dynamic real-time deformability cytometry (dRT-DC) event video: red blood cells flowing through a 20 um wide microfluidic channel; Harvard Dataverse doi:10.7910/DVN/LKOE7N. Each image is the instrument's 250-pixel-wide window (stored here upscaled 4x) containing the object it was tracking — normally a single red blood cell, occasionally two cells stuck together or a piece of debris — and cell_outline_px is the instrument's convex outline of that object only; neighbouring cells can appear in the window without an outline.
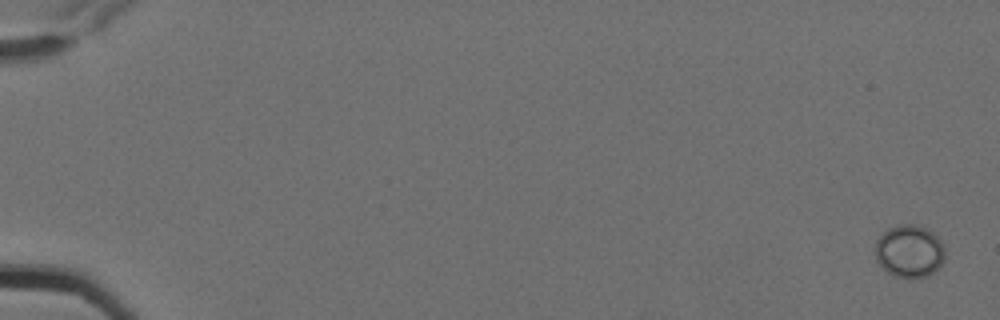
{"species": "Egyptian fruit bat (a non-hibernating species)", "species_latin": "Rousettus aegyptiacus", "temperature_condition": "cold", "stored_images_in_passage": 5, "camera_frame_rate_fps": 3000, "um_per_image_px": 0.085, "animal": {"sex": "female"}, "frame": {"image": 1, "passage_image": 1, "time_ms": 0.0, "image_size_px": [1000, 320], "cell_outline_px": [[944, 260], [928, 276], [896, 276], [888, 272], [876, 260], [876, 240], [880, 232], [888, 228], [900, 224], [916, 224], [928, 228], [940, 240], [944, 248]], "centroid_in_image_um": [77.28, 21.29], "position_along_channel_um": 7.7, "area_um2": 21.15}}
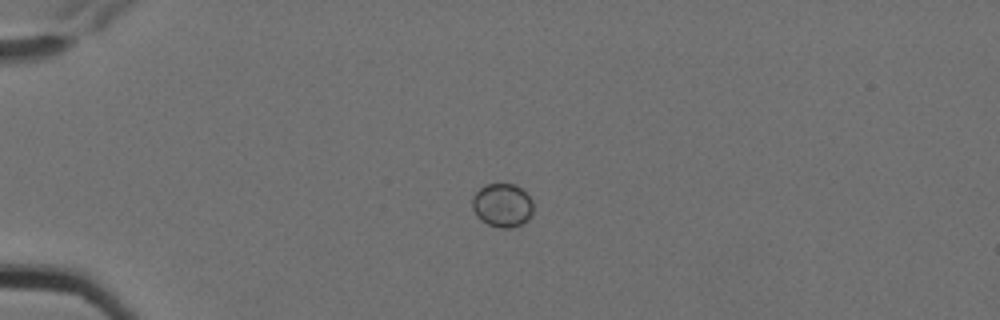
{"frame": {"image": 2, "passage_image": 4, "time_ms": 1.0, "image_size_px": [1000, 320], "cell_outline_px": [[532, 216], [528, 220], [512, 228], [500, 228], [488, 224], [480, 220], [476, 216], [472, 208], [472, 196], [484, 184], [516, 184], [532, 200]], "centroid_in_image_um": [42.68, 17.45], "position_along_channel_um": 42.3, "area_um2": 15.61}}